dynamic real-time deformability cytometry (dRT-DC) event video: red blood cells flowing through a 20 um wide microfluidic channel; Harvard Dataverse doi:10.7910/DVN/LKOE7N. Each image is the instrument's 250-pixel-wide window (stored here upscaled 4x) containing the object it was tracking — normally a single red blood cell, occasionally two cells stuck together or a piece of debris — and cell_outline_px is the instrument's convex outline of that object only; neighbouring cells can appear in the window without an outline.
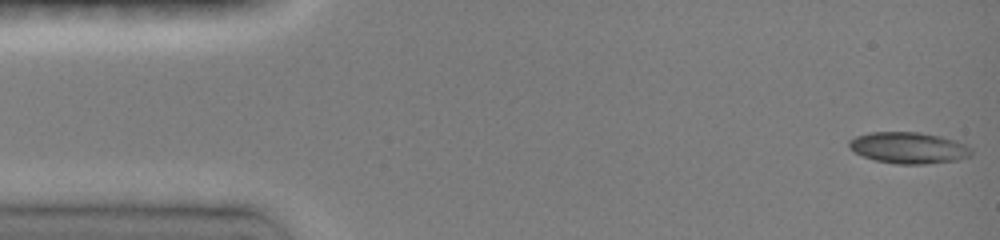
{"species": "common noctule bat (a hibernating species)", "species_latin": "Nyctalus noctula", "temperature_condition": "room temperature", "stored_images_in_passage": 22, "camera_frame_rate_fps": 3000, "um_per_image_px": 0.085, "animal": {"sex": "female", "body_mass_g": 19.0, "forearm_length_mm": 51.5}, "frame": {"image": 1, "passage_image": 1, "time_ms": 0.0, "image_size_px": [1000, 240], "cell_outline_px": [[972, 156], [956, 160], [924, 164], [896, 164], [876, 160], [864, 156], [856, 152], [848, 144], [848, 140], [856, 136], [872, 132], [920, 132], [940, 136], [952, 140], [968, 148], [972, 152]], "centroid_in_image_um": [77.2, 12.56], "position_along_channel_um": 7.8, "area_um2": 21.91}}
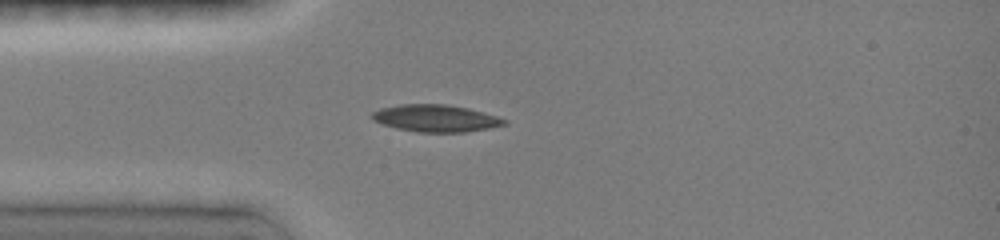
{"frame": {"image": 2, "passage_image": 15, "time_ms": 3.667, "image_size_px": [1000, 240], "cell_outline_px": [[508, 124], [488, 128], [464, 132], [416, 132], [396, 128], [372, 120], [372, 112], [380, 108], [400, 104], [444, 104], [468, 108], [496, 116], [508, 120]], "centroid_in_image_um": [37.03, 10.05], "position_along_channel_um": 48.0, "area_um2": 20.81}}